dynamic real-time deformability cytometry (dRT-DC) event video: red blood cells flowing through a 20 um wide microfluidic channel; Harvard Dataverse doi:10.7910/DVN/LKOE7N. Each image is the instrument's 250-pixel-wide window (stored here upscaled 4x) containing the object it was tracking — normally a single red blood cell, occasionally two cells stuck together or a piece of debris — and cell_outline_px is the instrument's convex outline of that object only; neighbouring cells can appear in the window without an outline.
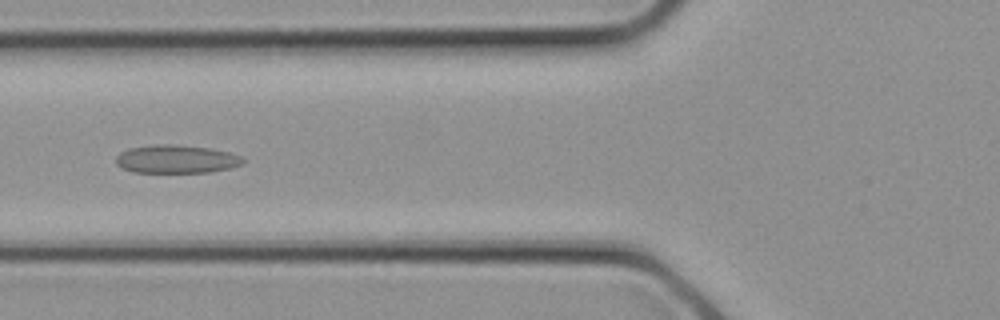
{"species": "common noctule bat (a hibernating species)", "species_latin": "Nyctalus noctula", "temperature_condition": "cold", "stored_images_in_passage": 28, "segment_of_instrument_passage": [1, 2], "camera_frame_rate_fps": 3000, "um_per_image_px": 0.085, "animal": {"sex": "female", "body_mass_g": 21.9}, "frame": {"image": 1, "passage_image": 10, "time_ms": 3.0, "image_size_px": [1000, 320], "cell_outline_px": [[248, 160], [244, 164], [228, 168], [208, 172], [132, 172], [116, 164], [116, 156], [120, 152], [128, 148], [156, 144], [176, 144], [212, 148], [244, 156]], "centroid_in_image_um": [15.03, 13.51], "position_along_channel_um": 110.8, "area_um2": 21.15}}
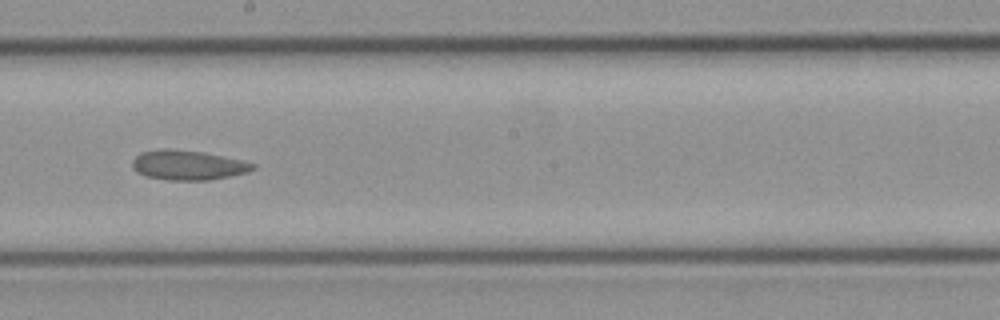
{"frame": {"image": 2, "passage_image": 15, "time_ms": 4.667, "image_size_px": [1000, 320], "cell_outline_px": [[256, 168], [248, 172], [208, 180], [168, 180], [148, 176], [136, 172], [132, 168], [132, 160], [140, 152], [168, 148], [204, 152], [240, 160], [256, 164]], "centroid_in_image_um": [15.95, 14.03], "position_along_channel_um": 232.2, "area_um2": 20.75}}
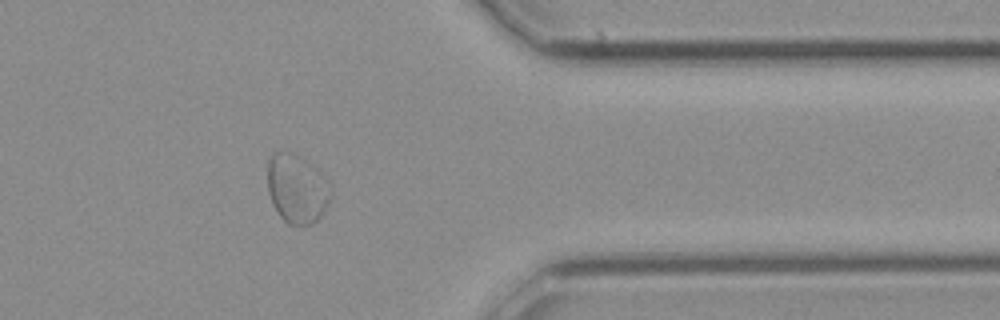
{"frame": {"image": 3, "passage_image": 22, "time_ms": 7.0, "image_size_px": [1000, 320], "cell_outline_px": [[332, 196], [320, 216], [312, 224], [288, 224], [276, 212], [272, 204], [268, 192], [268, 160], [272, 152], [292, 152], [316, 168], [332, 184]], "centroid_in_image_um": [25.24, 16.04], "position_along_channel_um": 386.2, "area_um2": 25.49}}